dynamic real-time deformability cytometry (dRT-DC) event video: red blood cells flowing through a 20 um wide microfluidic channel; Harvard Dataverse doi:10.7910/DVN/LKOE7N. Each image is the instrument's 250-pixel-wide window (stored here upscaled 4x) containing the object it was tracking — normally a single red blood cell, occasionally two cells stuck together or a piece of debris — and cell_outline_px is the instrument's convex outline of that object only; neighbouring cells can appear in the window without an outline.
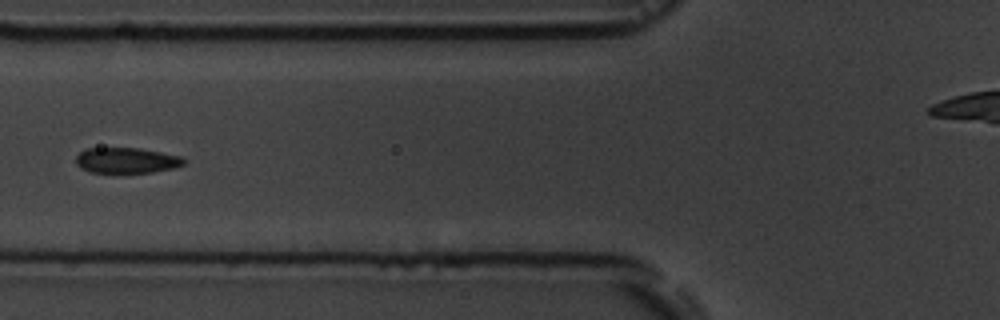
{"species": "common noctule bat (a hibernating species)", "species_latin": "Nyctalus noctula", "temperature_condition": "room temperature", "stored_images_in_passage": 5, "camera_frame_rate_fps": 3000, "um_per_image_px": 0.085, "animal": {"sex": "male", "body_mass_g": 19.5, "forearm_length_mm": 54.6}, "frame": {"image": 1, "passage_image": 5, "time_ms": 5.0, "image_size_px": [1000, 320], "cell_outline_px": [[188, 160], [184, 164], [176, 168], [152, 172], [116, 176], [88, 172], [80, 168], [76, 164], [76, 156], [80, 152], [88, 148], [140, 148], [184, 156]], "centroid_in_image_um": [10.78, 13.69], "position_along_channel_um": 115.0, "area_um2": 17.22}}